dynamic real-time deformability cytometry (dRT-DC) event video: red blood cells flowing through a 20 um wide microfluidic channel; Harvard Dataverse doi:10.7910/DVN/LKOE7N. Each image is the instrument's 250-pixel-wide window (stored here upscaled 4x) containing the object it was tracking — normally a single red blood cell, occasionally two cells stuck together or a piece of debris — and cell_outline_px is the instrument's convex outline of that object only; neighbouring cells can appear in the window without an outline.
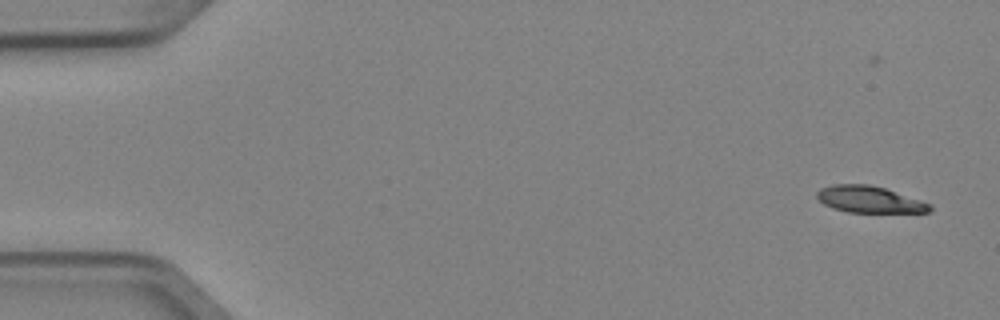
{"species": "Egyptian fruit bat (a non-hibernating species)", "species_latin": "Rousettus aegyptiacus", "temperature_condition": "cold", "stored_images_in_passage": 8, "camera_frame_rate_fps": 3000, "um_per_image_px": 0.085, "animal": {"sex": "female"}, "frame": {"image": 1, "passage_image": 1, "time_ms": 0.0, "image_size_px": [1000, 320], "cell_outline_px": [[932, 212], [848, 212], [832, 208], [824, 204], [816, 196], [816, 192], [820, 188], [832, 184], [868, 184], [884, 188], [932, 204]], "centroid_in_image_um": [73.88, 16.95], "position_along_channel_um": 11.1, "area_um2": 17.46}}
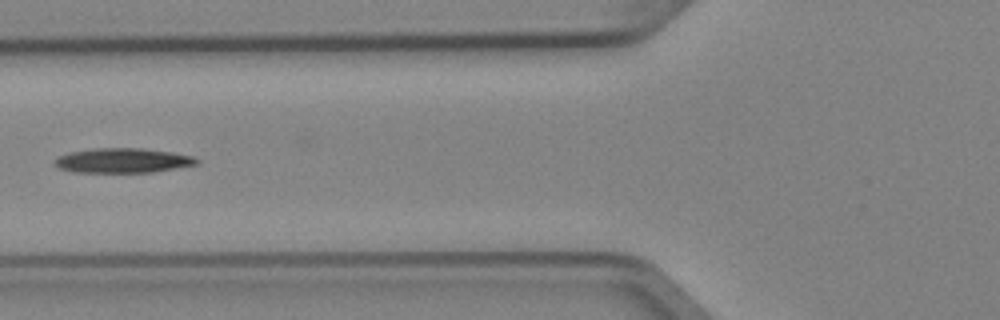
{"frame": {"image": 2, "passage_image": 6, "time_ms": 1.667, "image_size_px": [1000, 320], "cell_outline_px": [[200, 164], [152, 172], [72, 172], [60, 168], [52, 164], [60, 156], [72, 152], [96, 148], [144, 148], [172, 152], [192, 156], [200, 160]], "centroid_in_image_um": [10.48, 13.64], "position_along_channel_um": 115.3, "area_um2": 20.35}}
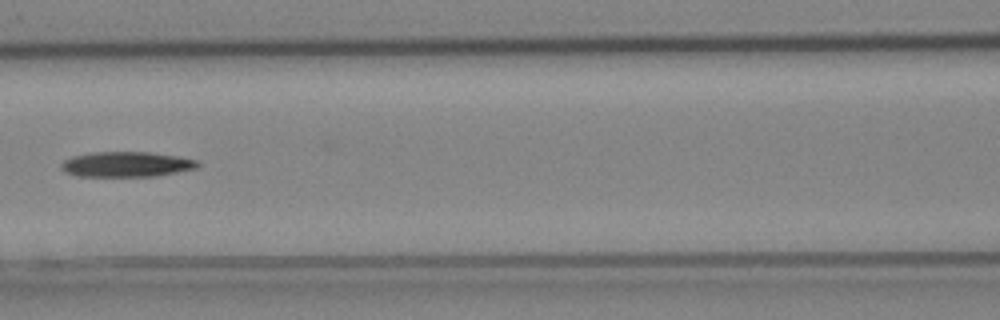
{"frame": {"image": 3, "passage_image": 7, "time_ms": 2.0, "image_size_px": [1000, 320], "cell_outline_px": [[200, 164], [196, 168], [156, 176], [76, 176], [64, 172], [60, 168], [60, 164], [64, 160], [72, 156], [92, 152], [148, 152], [176, 156], [196, 160]], "centroid_in_image_um": [10.69, 13.97], "position_along_channel_um": 155.9, "area_um2": 20.0}}